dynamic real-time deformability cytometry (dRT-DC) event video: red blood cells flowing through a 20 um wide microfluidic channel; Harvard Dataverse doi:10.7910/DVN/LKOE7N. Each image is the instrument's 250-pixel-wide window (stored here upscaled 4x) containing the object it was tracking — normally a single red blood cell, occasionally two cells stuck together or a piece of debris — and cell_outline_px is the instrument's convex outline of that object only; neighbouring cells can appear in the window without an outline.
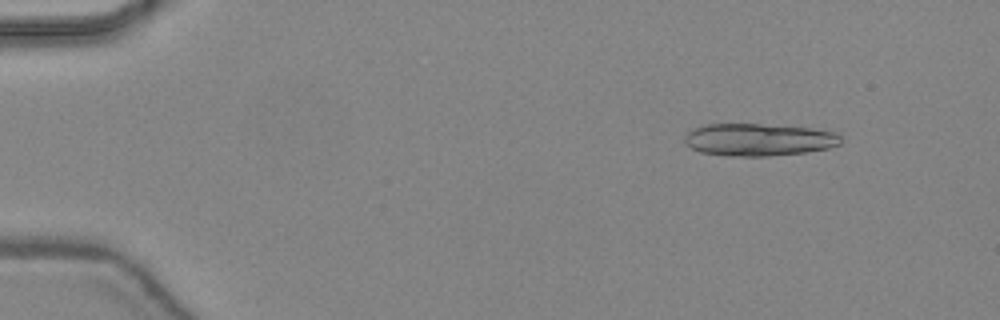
{"species": "common noctule bat (a hibernating species)", "species_latin": "Nyctalus noctula", "temperature_condition": "warm", "stored_images_in_passage": 12, "camera_frame_rate_fps": 3000, "um_per_image_px": 0.085, "animal": {"sex": "female", "body_mass_g": 24.6, "forearm_length_mm": 56.2}, "frame": {"image": 1, "passage_image": 6, "time_ms": 1.667, "image_size_px": [1000, 320], "cell_outline_px": [[840, 144], [828, 148], [808, 152], [768, 156], [728, 156], [700, 152], [684, 144], [684, 136], [692, 128], [704, 124], [760, 124], [812, 128], [836, 132], [840, 136]], "centroid_in_image_um": [64.45, 11.87], "position_along_channel_um": 20.5, "area_um2": 29.71}}